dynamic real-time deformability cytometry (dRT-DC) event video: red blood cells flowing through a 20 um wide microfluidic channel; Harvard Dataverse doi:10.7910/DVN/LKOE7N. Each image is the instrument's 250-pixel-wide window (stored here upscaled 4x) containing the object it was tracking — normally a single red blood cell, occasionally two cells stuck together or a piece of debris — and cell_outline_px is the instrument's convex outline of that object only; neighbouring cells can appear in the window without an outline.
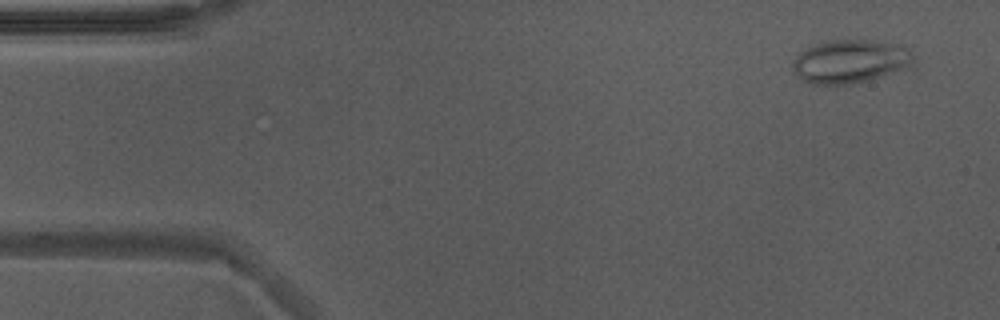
{"species": "Egyptian fruit bat (a non-hibernating species)", "species_latin": "Rousettus aegyptiacus", "temperature_condition": "warm", "stored_images_in_passage": 39, "camera_frame_rate_fps": 3000, "um_per_image_px": 0.085, "animal": {"sex": "male"}, "frame": {"image": 1, "passage_image": 2, "time_ms": 0.333, "image_size_px": [1000, 320], "cell_outline_px": [[908, 60], [900, 68], [884, 76], [844, 88], [808, 84], [792, 68], [792, 64], [796, 56], [800, 52], [812, 44], [828, 40], [868, 40], [904, 44], [908, 48]], "centroid_in_image_um": [72.13, 5.26], "position_along_channel_um": 12.9, "area_um2": 30.75}}
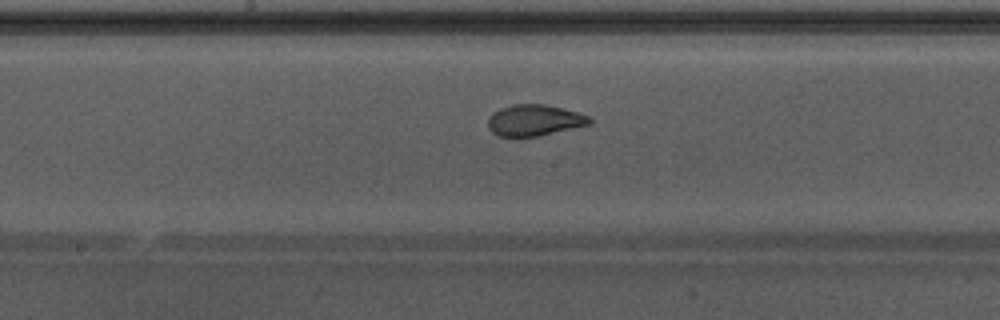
{"frame": {"image": 2, "passage_image": 25, "time_ms": 8.0, "image_size_px": [1000, 320], "cell_outline_px": [[592, 124], [520, 140], [516, 140], [500, 136], [492, 132], [488, 128], [488, 120], [492, 112], [500, 108], [512, 104], [544, 104], [592, 116]], "centroid_in_image_um": [45.39, 10.26], "position_along_channel_um": 202.8, "area_um2": 19.07}}
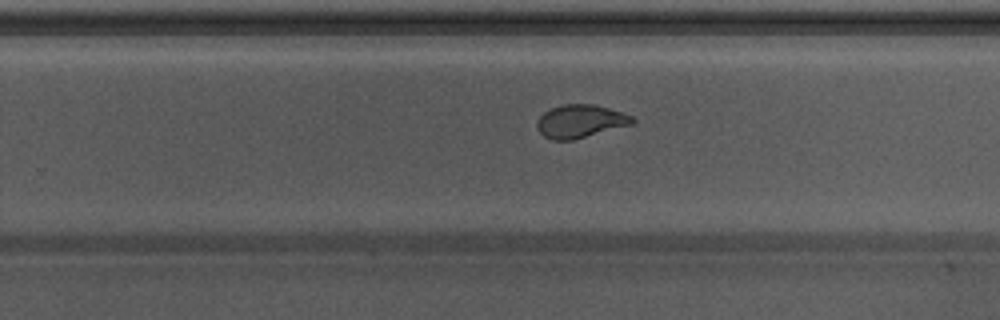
{"frame": {"image": 3, "passage_image": 31, "time_ms": 10.0, "image_size_px": [1000, 320], "cell_outline_px": [[636, 120], [632, 124], [572, 140], [552, 140], [544, 136], [536, 128], [536, 120], [544, 112], [552, 108], [564, 104], [592, 104], [608, 108], [632, 116]], "centroid_in_image_um": [49.29, 10.31], "position_along_channel_um": 280.5, "area_um2": 18.21}, "authors_computed_cell_mechanics": {"area_um2": 19.4208, "velocity_mm_per_s": 3.8945, "shape_relaxation_time_tau1_ms": 7.5276, "shape_relaxation_time_tau2_ms": 0.7222, "deformation_change_tau1": 0.2123, "deformation_change_tau2": 0.0649}}